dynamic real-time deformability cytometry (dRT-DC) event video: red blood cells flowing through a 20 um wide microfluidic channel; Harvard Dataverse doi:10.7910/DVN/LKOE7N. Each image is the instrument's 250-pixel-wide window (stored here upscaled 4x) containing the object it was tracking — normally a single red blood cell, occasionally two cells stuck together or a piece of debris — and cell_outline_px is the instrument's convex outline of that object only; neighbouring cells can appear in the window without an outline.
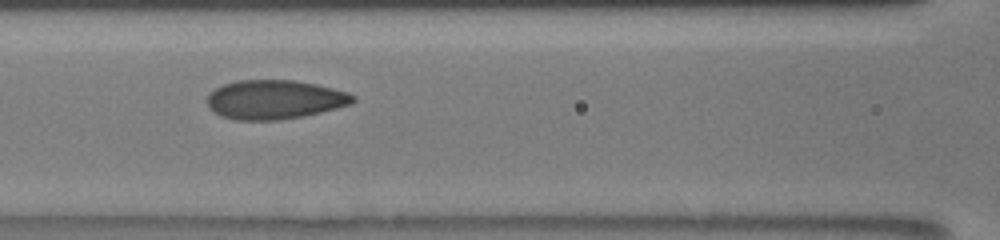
{"species": "human", "species_latin": "Homo sapiens", "temperature_condition": "room temperature", "stored_images_in_passage": 16, "camera_frame_rate_fps": 3000, "um_per_image_px": 0.085, "donor": {"sex": "male"}, "frame": {"image": 1, "passage_image": 12, "time_ms": 6.0, "image_size_px": [1000, 240], "cell_outline_px": [[356, 100], [352, 104], [320, 112], [280, 120], [232, 120], [220, 116], [208, 104], [208, 96], [216, 88], [224, 84], [236, 80], [296, 80], [316, 84], [348, 92], [356, 96]], "centroid_in_image_um": [23.37, 8.46], "position_along_channel_um": 143.2, "area_um2": 33.12}}